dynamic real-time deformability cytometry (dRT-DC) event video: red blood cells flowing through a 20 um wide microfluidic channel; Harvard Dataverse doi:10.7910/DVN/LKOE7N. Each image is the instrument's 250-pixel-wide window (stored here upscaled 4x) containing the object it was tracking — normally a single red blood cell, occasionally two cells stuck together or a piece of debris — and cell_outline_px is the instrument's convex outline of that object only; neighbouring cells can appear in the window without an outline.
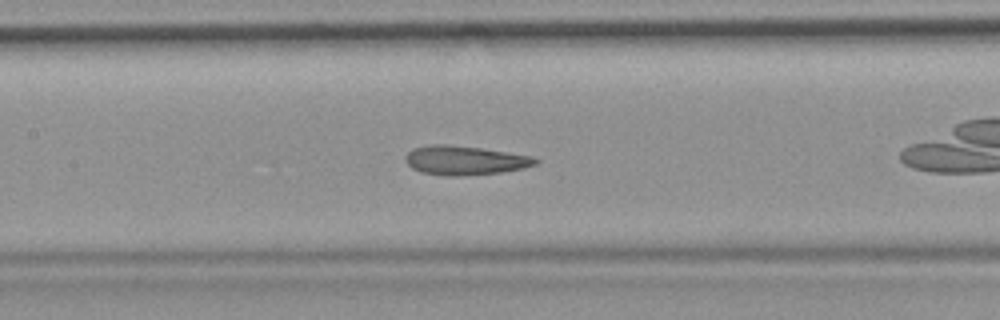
{"species": "common noctule bat (a hibernating species)", "species_latin": "Nyctalus noctula", "temperature_condition": "room temperature", "stored_images_in_passage": 36, "camera_frame_rate_fps": 3000, "um_per_image_px": 0.085, "animal": {"sex": "female", "body_mass_g": 19.9}, "frame": {"image": 1, "passage_image": 11, "time_ms": 3.333, "image_size_px": [1000, 320], "cell_outline_px": [[540, 160], [536, 164], [524, 168], [500, 172], [460, 176], [456, 176], [420, 172], [412, 168], [404, 160], [404, 156], [412, 148], [432, 144], [444, 144], [480, 148], [532, 156]], "centroid_in_image_um": [39.49, 13.62], "position_along_channel_um": 167.9, "area_um2": 21.91}, "authors_computed_cell_mechanics": {"area_um2": 21.4149, "velocity_mm_per_s": 3.7363, "shape_relaxation_time_tau1_ms": null, "shape_relaxation_time_tau2_ms": 1.5561, "deformation_change_tau1": null, "deformation_change_tau2": 0.079}}